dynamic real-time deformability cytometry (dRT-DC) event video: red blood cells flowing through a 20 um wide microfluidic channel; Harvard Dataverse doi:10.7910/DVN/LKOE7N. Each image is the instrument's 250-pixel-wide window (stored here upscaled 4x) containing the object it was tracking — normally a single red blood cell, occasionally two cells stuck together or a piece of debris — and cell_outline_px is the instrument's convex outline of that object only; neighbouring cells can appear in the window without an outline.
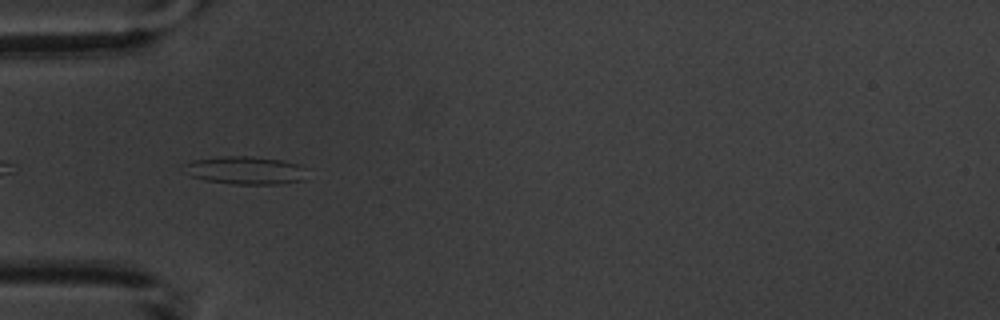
{"species": "common noctule bat (a hibernating species)", "species_latin": "Nyctalus noctula", "temperature_condition": "warm", "stored_images_in_passage": 10, "camera_frame_rate_fps": 3000, "um_per_image_px": 0.085, "animal": {"sex": "male", "body_mass_g": 20.1, "forearm_length_mm": 53.5}, "frame": {"image": 1, "passage_image": 5, "time_ms": 4.667, "image_size_px": [1000, 320], "cell_outline_px": [[308, 168], [304, 180], [280, 184], [232, 184], [204, 180], [192, 176], [180, 168], [180, 164], [192, 160], [220, 156], [252, 156], [284, 160], [300, 164]], "centroid_in_image_um": [20.85, 14.47], "position_along_channel_um": 64.1, "area_um2": 20.63}}
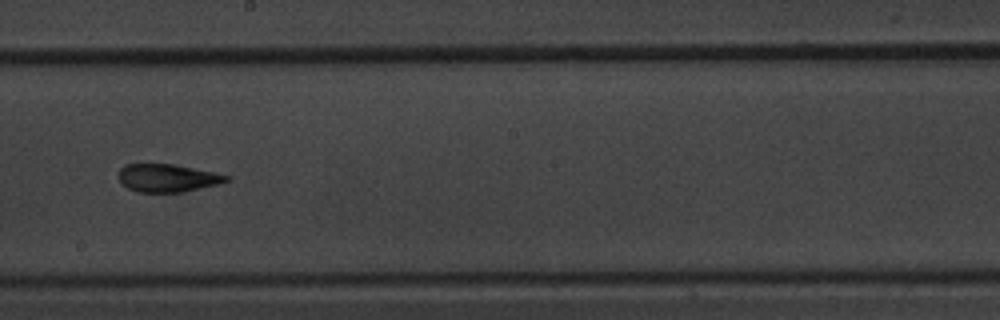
{"frame": {"image": 2, "passage_image": 9, "time_ms": 9.333, "image_size_px": [1000, 320], "cell_outline_px": [[232, 180], [220, 184], [180, 192], [136, 192], [128, 188], [116, 176], [120, 168], [124, 164], [172, 164], [216, 172], [228, 176]], "centroid_in_image_um": [14.23, 15.12], "position_along_channel_um": 234.0, "area_um2": 17.63}}
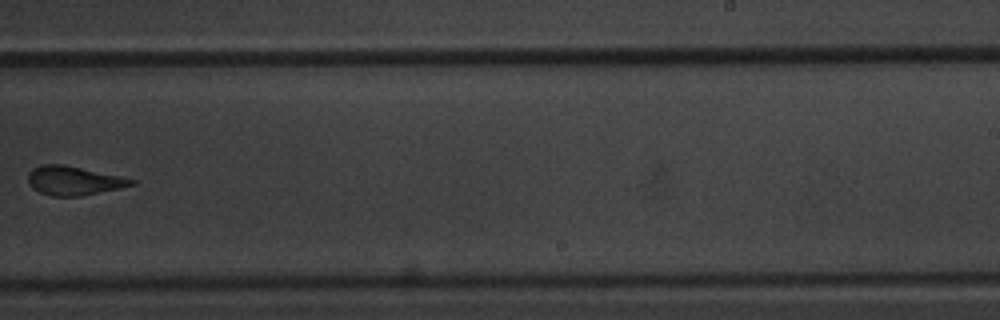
{"frame": {"image": 3, "passage_image": 10, "time_ms": 10.667, "image_size_px": [1000, 320], "cell_outline_px": [[136, 184], [120, 188], [80, 196], [52, 196], [40, 192], [32, 188], [28, 184], [28, 172], [32, 168], [40, 164], [64, 164], [120, 176], [136, 180]], "centroid_in_image_um": [6.23, 15.35], "position_along_channel_um": 282.8, "area_um2": 17.51}}